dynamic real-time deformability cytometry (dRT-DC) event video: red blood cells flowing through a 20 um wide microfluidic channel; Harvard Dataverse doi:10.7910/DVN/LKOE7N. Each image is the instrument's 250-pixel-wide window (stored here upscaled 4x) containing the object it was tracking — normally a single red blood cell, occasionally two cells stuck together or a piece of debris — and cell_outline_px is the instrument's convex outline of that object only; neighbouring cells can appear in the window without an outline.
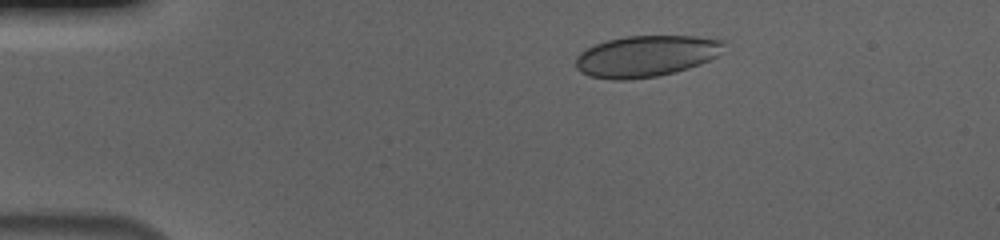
{"species": "human", "species_latin": "Homo sapiens", "temperature_condition": "cold", "stored_images_in_passage": 46, "camera_frame_rate_fps": 3000, "um_per_image_px": 0.085, "donor": {"sex": "male"}, "frame": {"image": 1, "passage_image": 1, "time_ms": 0.0, "image_size_px": [1000, 240], "cell_outline_px": [[724, 44], [716, 56], [700, 64], [676, 72], [656, 76], [624, 80], [612, 80], [588, 76], [580, 72], [576, 68], [576, 56], [580, 52], [596, 44], [608, 40], [628, 36], [696, 36], [724, 40]], "centroid_in_image_um": [54.88, 4.78], "position_along_channel_um": 30.1, "area_um2": 35.49}}
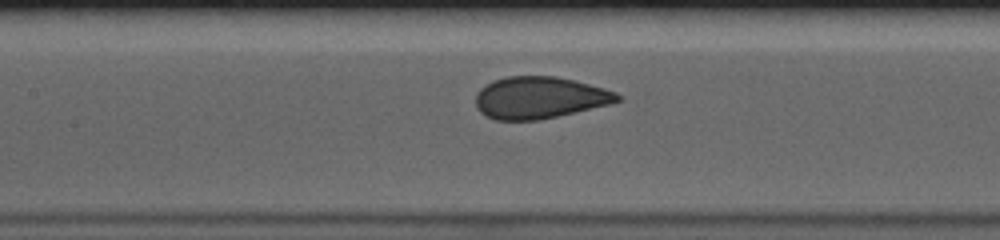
{"frame": {"image": 2, "passage_image": 17, "time_ms": 5.333, "image_size_px": [1000, 240], "cell_outline_px": [[620, 100], [608, 104], [540, 120], [496, 120], [480, 112], [476, 108], [476, 96], [480, 88], [492, 80], [508, 76], [556, 76], [604, 88], [616, 92], [620, 96]], "centroid_in_image_um": [45.82, 8.3], "position_along_channel_um": 161.6, "area_um2": 34.33}}
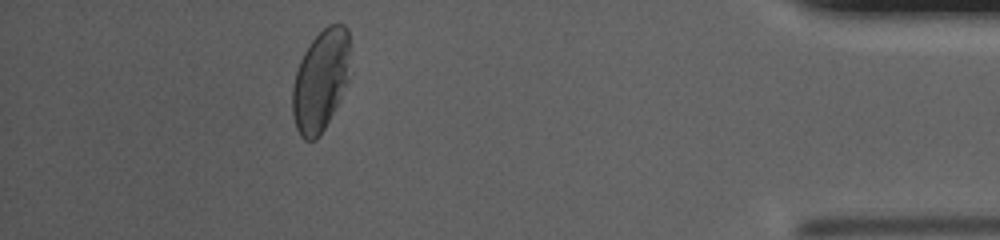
{"frame": {"image": 3, "passage_image": 41, "time_ms": 13.333, "image_size_px": [1000, 240], "cell_outline_px": [[348, 80], [320, 136], [316, 140], [304, 140], [300, 136], [296, 128], [292, 112], [292, 88], [296, 72], [300, 60], [304, 52], [312, 40], [328, 24], [344, 24], [348, 28]], "centroid_in_image_um": [27.22, 6.85], "position_along_channel_um": 408.0, "area_um2": 33.52}, "authors_computed_cell_mechanics": {"area_um2": 35.0557, "velocity_mm_per_s": 3.6773, "shape_relaxation_time_tau1_ms": 8.3298, "shape_relaxation_time_tau2_ms": null, "deformation_change_tau1": 0.1851, "deformation_change_tau2": null}}